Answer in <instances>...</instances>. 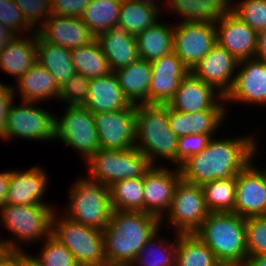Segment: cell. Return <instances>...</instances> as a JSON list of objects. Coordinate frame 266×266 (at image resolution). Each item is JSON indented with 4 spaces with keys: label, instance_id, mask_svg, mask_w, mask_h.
Here are the masks:
<instances>
[{
    "label": "cell",
    "instance_id": "cell-48",
    "mask_svg": "<svg viewBox=\"0 0 266 266\" xmlns=\"http://www.w3.org/2000/svg\"><path fill=\"white\" fill-rule=\"evenodd\" d=\"M0 266H22V251H7L0 259Z\"/></svg>",
    "mask_w": 266,
    "mask_h": 266
},
{
    "label": "cell",
    "instance_id": "cell-31",
    "mask_svg": "<svg viewBox=\"0 0 266 266\" xmlns=\"http://www.w3.org/2000/svg\"><path fill=\"white\" fill-rule=\"evenodd\" d=\"M37 62L45 67L62 87L75 73L71 50L45 41L36 32Z\"/></svg>",
    "mask_w": 266,
    "mask_h": 266
},
{
    "label": "cell",
    "instance_id": "cell-26",
    "mask_svg": "<svg viewBox=\"0 0 266 266\" xmlns=\"http://www.w3.org/2000/svg\"><path fill=\"white\" fill-rule=\"evenodd\" d=\"M36 62V32L14 36L0 52V71L15 77L16 81Z\"/></svg>",
    "mask_w": 266,
    "mask_h": 266
},
{
    "label": "cell",
    "instance_id": "cell-45",
    "mask_svg": "<svg viewBox=\"0 0 266 266\" xmlns=\"http://www.w3.org/2000/svg\"><path fill=\"white\" fill-rule=\"evenodd\" d=\"M211 138L209 134H194L179 137L177 143V167L192 155L203 151Z\"/></svg>",
    "mask_w": 266,
    "mask_h": 266
},
{
    "label": "cell",
    "instance_id": "cell-21",
    "mask_svg": "<svg viewBox=\"0 0 266 266\" xmlns=\"http://www.w3.org/2000/svg\"><path fill=\"white\" fill-rule=\"evenodd\" d=\"M151 63L149 104H168L182 79L190 70L174 52L166 54Z\"/></svg>",
    "mask_w": 266,
    "mask_h": 266
},
{
    "label": "cell",
    "instance_id": "cell-28",
    "mask_svg": "<svg viewBox=\"0 0 266 266\" xmlns=\"http://www.w3.org/2000/svg\"><path fill=\"white\" fill-rule=\"evenodd\" d=\"M231 6V0H168L165 11L179 16L176 23H212L223 17Z\"/></svg>",
    "mask_w": 266,
    "mask_h": 266
},
{
    "label": "cell",
    "instance_id": "cell-23",
    "mask_svg": "<svg viewBox=\"0 0 266 266\" xmlns=\"http://www.w3.org/2000/svg\"><path fill=\"white\" fill-rule=\"evenodd\" d=\"M223 98L224 96L213 86L208 85L190 72L181 80L167 106L176 111L194 113L212 109Z\"/></svg>",
    "mask_w": 266,
    "mask_h": 266
},
{
    "label": "cell",
    "instance_id": "cell-55",
    "mask_svg": "<svg viewBox=\"0 0 266 266\" xmlns=\"http://www.w3.org/2000/svg\"><path fill=\"white\" fill-rule=\"evenodd\" d=\"M96 266H132V264L105 261V262H103L99 265H96Z\"/></svg>",
    "mask_w": 266,
    "mask_h": 266
},
{
    "label": "cell",
    "instance_id": "cell-13",
    "mask_svg": "<svg viewBox=\"0 0 266 266\" xmlns=\"http://www.w3.org/2000/svg\"><path fill=\"white\" fill-rule=\"evenodd\" d=\"M100 148L127 150L136 144V105L113 112L94 113Z\"/></svg>",
    "mask_w": 266,
    "mask_h": 266
},
{
    "label": "cell",
    "instance_id": "cell-5",
    "mask_svg": "<svg viewBox=\"0 0 266 266\" xmlns=\"http://www.w3.org/2000/svg\"><path fill=\"white\" fill-rule=\"evenodd\" d=\"M58 210L51 205L4 204L0 207V226L10 232L1 238L7 251H23L24 247L47 238L52 231V218ZM12 234V236H11Z\"/></svg>",
    "mask_w": 266,
    "mask_h": 266
},
{
    "label": "cell",
    "instance_id": "cell-4",
    "mask_svg": "<svg viewBox=\"0 0 266 266\" xmlns=\"http://www.w3.org/2000/svg\"><path fill=\"white\" fill-rule=\"evenodd\" d=\"M194 234L213 251L222 266H246V218L234 212L209 213Z\"/></svg>",
    "mask_w": 266,
    "mask_h": 266
},
{
    "label": "cell",
    "instance_id": "cell-35",
    "mask_svg": "<svg viewBox=\"0 0 266 266\" xmlns=\"http://www.w3.org/2000/svg\"><path fill=\"white\" fill-rule=\"evenodd\" d=\"M161 12L154 6L137 1L122 0L118 27L137 36L160 20Z\"/></svg>",
    "mask_w": 266,
    "mask_h": 266
},
{
    "label": "cell",
    "instance_id": "cell-39",
    "mask_svg": "<svg viewBox=\"0 0 266 266\" xmlns=\"http://www.w3.org/2000/svg\"><path fill=\"white\" fill-rule=\"evenodd\" d=\"M42 242V249L34 256L42 266H79L72 252L52 234Z\"/></svg>",
    "mask_w": 266,
    "mask_h": 266
},
{
    "label": "cell",
    "instance_id": "cell-14",
    "mask_svg": "<svg viewBox=\"0 0 266 266\" xmlns=\"http://www.w3.org/2000/svg\"><path fill=\"white\" fill-rule=\"evenodd\" d=\"M252 160L236 176L235 213L241 217L266 216V172Z\"/></svg>",
    "mask_w": 266,
    "mask_h": 266
},
{
    "label": "cell",
    "instance_id": "cell-12",
    "mask_svg": "<svg viewBox=\"0 0 266 266\" xmlns=\"http://www.w3.org/2000/svg\"><path fill=\"white\" fill-rule=\"evenodd\" d=\"M173 52L191 70L217 43L212 23H174Z\"/></svg>",
    "mask_w": 266,
    "mask_h": 266
},
{
    "label": "cell",
    "instance_id": "cell-42",
    "mask_svg": "<svg viewBox=\"0 0 266 266\" xmlns=\"http://www.w3.org/2000/svg\"><path fill=\"white\" fill-rule=\"evenodd\" d=\"M90 79L83 74L75 73L62 87L59 101L64 105L81 106L85 103L89 91Z\"/></svg>",
    "mask_w": 266,
    "mask_h": 266
},
{
    "label": "cell",
    "instance_id": "cell-38",
    "mask_svg": "<svg viewBox=\"0 0 266 266\" xmlns=\"http://www.w3.org/2000/svg\"><path fill=\"white\" fill-rule=\"evenodd\" d=\"M210 213H235L236 179H216L202 185Z\"/></svg>",
    "mask_w": 266,
    "mask_h": 266
},
{
    "label": "cell",
    "instance_id": "cell-2",
    "mask_svg": "<svg viewBox=\"0 0 266 266\" xmlns=\"http://www.w3.org/2000/svg\"><path fill=\"white\" fill-rule=\"evenodd\" d=\"M159 229L161 221L152 214L112 210L103 230L106 261L132 264Z\"/></svg>",
    "mask_w": 266,
    "mask_h": 266
},
{
    "label": "cell",
    "instance_id": "cell-27",
    "mask_svg": "<svg viewBox=\"0 0 266 266\" xmlns=\"http://www.w3.org/2000/svg\"><path fill=\"white\" fill-rule=\"evenodd\" d=\"M96 40L113 72L140 59L136 36L124 28L116 26L99 35Z\"/></svg>",
    "mask_w": 266,
    "mask_h": 266
},
{
    "label": "cell",
    "instance_id": "cell-32",
    "mask_svg": "<svg viewBox=\"0 0 266 266\" xmlns=\"http://www.w3.org/2000/svg\"><path fill=\"white\" fill-rule=\"evenodd\" d=\"M121 2L122 0H90L80 18L95 38L118 26Z\"/></svg>",
    "mask_w": 266,
    "mask_h": 266
},
{
    "label": "cell",
    "instance_id": "cell-53",
    "mask_svg": "<svg viewBox=\"0 0 266 266\" xmlns=\"http://www.w3.org/2000/svg\"><path fill=\"white\" fill-rule=\"evenodd\" d=\"M246 266H266V255L250 257Z\"/></svg>",
    "mask_w": 266,
    "mask_h": 266
},
{
    "label": "cell",
    "instance_id": "cell-56",
    "mask_svg": "<svg viewBox=\"0 0 266 266\" xmlns=\"http://www.w3.org/2000/svg\"><path fill=\"white\" fill-rule=\"evenodd\" d=\"M6 252H7V249L5 248L3 241L0 238V259L6 254Z\"/></svg>",
    "mask_w": 266,
    "mask_h": 266
},
{
    "label": "cell",
    "instance_id": "cell-16",
    "mask_svg": "<svg viewBox=\"0 0 266 266\" xmlns=\"http://www.w3.org/2000/svg\"><path fill=\"white\" fill-rule=\"evenodd\" d=\"M180 179L179 167L152 165L143 177L144 212L161 220L171 206L174 190Z\"/></svg>",
    "mask_w": 266,
    "mask_h": 266
},
{
    "label": "cell",
    "instance_id": "cell-43",
    "mask_svg": "<svg viewBox=\"0 0 266 266\" xmlns=\"http://www.w3.org/2000/svg\"><path fill=\"white\" fill-rule=\"evenodd\" d=\"M0 23L15 35L36 32L25 20L13 0H0Z\"/></svg>",
    "mask_w": 266,
    "mask_h": 266
},
{
    "label": "cell",
    "instance_id": "cell-24",
    "mask_svg": "<svg viewBox=\"0 0 266 266\" xmlns=\"http://www.w3.org/2000/svg\"><path fill=\"white\" fill-rule=\"evenodd\" d=\"M82 106L94 114L120 111L130 108L132 104L124 95L112 71L108 75L90 79L88 96Z\"/></svg>",
    "mask_w": 266,
    "mask_h": 266
},
{
    "label": "cell",
    "instance_id": "cell-44",
    "mask_svg": "<svg viewBox=\"0 0 266 266\" xmlns=\"http://www.w3.org/2000/svg\"><path fill=\"white\" fill-rule=\"evenodd\" d=\"M22 11L26 22L37 31L51 12V0H13Z\"/></svg>",
    "mask_w": 266,
    "mask_h": 266
},
{
    "label": "cell",
    "instance_id": "cell-51",
    "mask_svg": "<svg viewBox=\"0 0 266 266\" xmlns=\"http://www.w3.org/2000/svg\"><path fill=\"white\" fill-rule=\"evenodd\" d=\"M16 36L13 32L6 29L1 23H0V52L5 48V46L8 44V42Z\"/></svg>",
    "mask_w": 266,
    "mask_h": 266
},
{
    "label": "cell",
    "instance_id": "cell-7",
    "mask_svg": "<svg viewBox=\"0 0 266 266\" xmlns=\"http://www.w3.org/2000/svg\"><path fill=\"white\" fill-rule=\"evenodd\" d=\"M90 179L110 186L119 180L144 177L152 167L136 147L127 150L98 149L84 163Z\"/></svg>",
    "mask_w": 266,
    "mask_h": 266
},
{
    "label": "cell",
    "instance_id": "cell-3",
    "mask_svg": "<svg viewBox=\"0 0 266 266\" xmlns=\"http://www.w3.org/2000/svg\"><path fill=\"white\" fill-rule=\"evenodd\" d=\"M178 137L171 131L167 104L136 105V144L152 165L177 166ZM164 159L169 162L158 163Z\"/></svg>",
    "mask_w": 266,
    "mask_h": 266
},
{
    "label": "cell",
    "instance_id": "cell-33",
    "mask_svg": "<svg viewBox=\"0 0 266 266\" xmlns=\"http://www.w3.org/2000/svg\"><path fill=\"white\" fill-rule=\"evenodd\" d=\"M175 266H222L213 251L194 233L178 234Z\"/></svg>",
    "mask_w": 266,
    "mask_h": 266
},
{
    "label": "cell",
    "instance_id": "cell-36",
    "mask_svg": "<svg viewBox=\"0 0 266 266\" xmlns=\"http://www.w3.org/2000/svg\"><path fill=\"white\" fill-rule=\"evenodd\" d=\"M109 194L112 210L144 212L143 177L114 182Z\"/></svg>",
    "mask_w": 266,
    "mask_h": 266
},
{
    "label": "cell",
    "instance_id": "cell-25",
    "mask_svg": "<svg viewBox=\"0 0 266 266\" xmlns=\"http://www.w3.org/2000/svg\"><path fill=\"white\" fill-rule=\"evenodd\" d=\"M15 83L12 86L13 93L15 98L18 95L22 101L40 103L48 99L59 100L61 87L52 74L38 62Z\"/></svg>",
    "mask_w": 266,
    "mask_h": 266
},
{
    "label": "cell",
    "instance_id": "cell-10",
    "mask_svg": "<svg viewBox=\"0 0 266 266\" xmlns=\"http://www.w3.org/2000/svg\"><path fill=\"white\" fill-rule=\"evenodd\" d=\"M65 108L61 117L55 114V141L79 152L86 161L100 149L94 114L82 105Z\"/></svg>",
    "mask_w": 266,
    "mask_h": 266
},
{
    "label": "cell",
    "instance_id": "cell-52",
    "mask_svg": "<svg viewBox=\"0 0 266 266\" xmlns=\"http://www.w3.org/2000/svg\"><path fill=\"white\" fill-rule=\"evenodd\" d=\"M22 266H42L41 263L34 257L30 255L26 250L22 251Z\"/></svg>",
    "mask_w": 266,
    "mask_h": 266
},
{
    "label": "cell",
    "instance_id": "cell-11",
    "mask_svg": "<svg viewBox=\"0 0 266 266\" xmlns=\"http://www.w3.org/2000/svg\"><path fill=\"white\" fill-rule=\"evenodd\" d=\"M209 213L202 186L181 178L175 187L171 206L160 220L161 228L167 224L174 233L192 234L201 227Z\"/></svg>",
    "mask_w": 266,
    "mask_h": 266
},
{
    "label": "cell",
    "instance_id": "cell-18",
    "mask_svg": "<svg viewBox=\"0 0 266 266\" xmlns=\"http://www.w3.org/2000/svg\"><path fill=\"white\" fill-rule=\"evenodd\" d=\"M228 114L230 113L227 110L225 97L212 109L194 113L176 111L168 107L170 129L178 138L194 134H209L215 137L223 128Z\"/></svg>",
    "mask_w": 266,
    "mask_h": 266
},
{
    "label": "cell",
    "instance_id": "cell-22",
    "mask_svg": "<svg viewBox=\"0 0 266 266\" xmlns=\"http://www.w3.org/2000/svg\"><path fill=\"white\" fill-rule=\"evenodd\" d=\"M36 32L45 41L70 50L89 45L96 39L80 17L51 14Z\"/></svg>",
    "mask_w": 266,
    "mask_h": 266
},
{
    "label": "cell",
    "instance_id": "cell-50",
    "mask_svg": "<svg viewBox=\"0 0 266 266\" xmlns=\"http://www.w3.org/2000/svg\"><path fill=\"white\" fill-rule=\"evenodd\" d=\"M254 58L266 62V30L257 33V49Z\"/></svg>",
    "mask_w": 266,
    "mask_h": 266
},
{
    "label": "cell",
    "instance_id": "cell-34",
    "mask_svg": "<svg viewBox=\"0 0 266 266\" xmlns=\"http://www.w3.org/2000/svg\"><path fill=\"white\" fill-rule=\"evenodd\" d=\"M162 228L142 247L132 266H175L177 233L172 242L164 237ZM161 234V235H160Z\"/></svg>",
    "mask_w": 266,
    "mask_h": 266
},
{
    "label": "cell",
    "instance_id": "cell-15",
    "mask_svg": "<svg viewBox=\"0 0 266 266\" xmlns=\"http://www.w3.org/2000/svg\"><path fill=\"white\" fill-rule=\"evenodd\" d=\"M225 101L227 110L229 103L266 107V62L256 58L240 61Z\"/></svg>",
    "mask_w": 266,
    "mask_h": 266
},
{
    "label": "cell",
    "instance_id": "cell-40",
    "mask_svg": "<svg viewBox=\"0 0 266 266\" xmlns=\"http://www.w3.org/2000/svg\"><path fill=\"white\" fill-rule=\"evenodd\" d=\"M230 9L256 33L266 30V0H231Z\"/></svg>",
    "mask_w": 266,
    "mask_h": 266
},
{
    "label": "cell",
    "instance_id": "cell-6",
    "mask_svg": "<svg viewBox=\"0 0 266 266\" xmlns=\"http://www.w3.org/2000/svg\"><path fill=\"white\" fill-rule=\"evenodd\" d=\"M67 198V206L60 212L66 218L97 230L107 227L112 212L108 186L86 175L78 176Z\"/></svg>",
    "mask_w": 266,
    "mask_h": 266
},
{
    "label": "cell",
    "instance_id": "cell-19",
    "mask_svg": "<svg viewBox=\"0 0 266 266\" xmlns=\"http://www.w3.org/2000/svg\"><path fill=\"white\" fill-rule=\"evenodd\" d=\"M48 175L40 164L33 165L26 170L12 169L5 204L55 206L43 199L49 185Z\"/></svg>",
    "mask_w": 266,
    "mask_h": 266
},
{
    "label": "cell",
    "instance_id": "cell-46",
    "mask_svg": "<svg viewBox=\"0 0 266 266\" xmlns=\"http://www.w3.org/2000/svg\"><path fill=\"white\" fill-rule=\"evenodd\" d=\"M90 0H51L53 15L81 17Z\"/></svg>",
    "mask_w": 266,
    "mask_h": 266
},
{
    "label": "cell",
    "instance_id": "cell-37",
    "mask_svg": "<svg viewBox=\"0 0 266 266\" xmlns=\"http://www.w3.org/2000/svg\"><path fill=\"white\" fill-rule=\"evenodd\" d=\"M71 58L75 71L89 79L105 76L112 72L96 39L89 45L71 49Z\"/></svg>",
    "mask_w": 266,
    "mask_h": 266
},
{
    "label": "cell",
    "instance_id": "cell-9",
    "mask_svg": "<svg viewBox=\"0 0 266 266\" xmlns=\"http://www.w3.org/2000/svg\"><path fill=\"white\" fill-rule=\"evenodd\" d=\"M15 103L10 105L1 140L55 141V114L40 107V103L22 100L20 104Z\"/></svg>",
    "mask_w": 266,
    "mask_h": 266
},
{
    "label": "cell",
    "instance_id": "cell-8",
    "mask_svg": "<svg viewBox=\"0 0 266 266\" xmlns=\"http://www.w3.org/2000/svg\"><path fill=\"white\" fill-rule=\"evenodd\" d=\"M60 210L54 212L51 234L73 254L79 266H96L106 261L103 231L76 223Z\"/></svg>",
    "mask_w": 266,
    "mask_h": 266
},
{
    "label": "cell",
    "instance_id": "cell-54",
    "mask_svg": "<svg viewBox=\"0 0 266 266\" xmlns=\"http://www.w3.org/2000/svg\"><path fill=\"white\" fill-rule=\"evenodd\" d=\"M131 1H137V2H141L143 4H148L151 6L156 7L161 13L163 12L162 10H164L167 6L168 0H164L159 4L158 0H131ZM159 4V5H158ZM161 5V6H160Z\"/></svg>",
    "mask_w": 266,
    "mask_h": 266
},
{
    "label": "cell",
    "instance_id": "cell-29",
    "mask_svg": "<svg viewBox=\"0 0 266 266\" xmlns=\"http://www.w3.org/2000/svg\"><path fill=\"white\" fill-rule=\"evenodd\" d=\"M119 86L132 105L149 104L151 63L142 59L114 71Z\"/></svg>",
    "mask_w": 266,
    "mask_h": 266
},
{
    "label": "cell",
    "instance_id": "cell-49",
    "mask_svg": "<svg viewBox=\"0 0 266 266\" xmlns=\"http://www.w3.org/2000/svg\"><path fill=\"white\" fill-rule=\"evenodd\" d=\"M11 173L12 169L0 172V207H2L5 204Z\"/></svg>",
    "mask_w": 266,
    "mask_h": 266
},
{
    "label": "cell",
    "instance_id": "cell-1",
    "mask_svg": "<svg viewBox=\"0 0 266 266\" xmlns=\"http://www.w3.org/2000/svg\"><path fill=\"white\" fill-rule=\"evenodd\" d=\"M254 137L251 133L235 138L212 137L203 151L192 155L179 166L181 178L200 186L216 179L233 178L254 160L259 148L258 139Z\"/></svg>",
    "mask_w": 266,
    "mask_h": 266
},
{
    "label": "cell",
    "instance_id": "cell-47",
    "mask_svg": "<svg viewBox=\"0 0 266 266\" xmlns=\"http://www.w3.org/2000/svg\"><path fill=\"white\" fill-rule=\"evenodd\" d=\"M15 100L12 84L0 81V138L3 136L10 105Z\"/></svg>",
    "mask_w": 266,
    "mask_h": 266
},
{
    "label": "cell",
    "instance_id": "cell-17",
    "mask_svg": "<svg viewBox=\"0 0 266 266\" xmlns=\"http://www.w3.org/2000/svg\"><path fill=\"white\" fill-rule=\"evenodd\" d=\"M216 40L238 62L254 58L257 33L231 9L216 23Z\"/></svg>",
    "mask_w": 266,
    "mask_h": 266
},
{
    "label": "cell",
    "instance_id": "cell-41",
    "mask_svg": "<svg viewBox=\"0 0 266 266\" xmlns=\"http://www.w3.org/2000/svg\"><path fill=\"white\" fill-rule=\"evenodd\" d=\"M246 247L248 259L266 255V216L246 218Z\"/></svg>",
    "mask_w": 266,
    "mask_h": 266
},
{
    "label": "cell",
    "instance_id": "cell-30",
    "mask_svg": "<svg viewBox=\"0 0 266 266\" xmlns=\"http://www.w3.org/2000/svg\"><path fill=\"white\" fill-rule=\"evenodd\" d=\"M162 19L136 36L140 59L152 62L173 52L174 25Z\"/></svg>",
    "mask_w": 266,
    "mask_h": 266
},
{
    "label": "cell",
    "instance_id": "cell-20",
    "mask_svg": "<svg viewBox=\"0 0 266 266\" xmlns=\"http://www.w3.org/2000/svg\"><path fill=\"white\" fill-rule=\"evenodd\" d=\"M238 64L229 52L216 43L190 72L225 97L234 84Z\"/></svg>",
    "mask_w": 266,
    "mask_h": 266
}]
</instances>
